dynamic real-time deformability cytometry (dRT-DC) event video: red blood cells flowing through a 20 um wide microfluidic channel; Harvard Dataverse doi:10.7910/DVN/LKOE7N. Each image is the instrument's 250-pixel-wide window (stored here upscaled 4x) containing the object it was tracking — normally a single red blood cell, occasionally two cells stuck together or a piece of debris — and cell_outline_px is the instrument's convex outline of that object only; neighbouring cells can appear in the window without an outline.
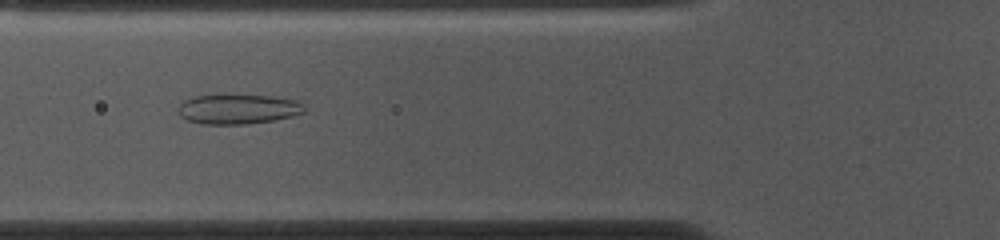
{"species": "common noctule bat (a hibernating species)", "species_latin": "Nyctalus noctula", "temperature_condition": "cold", "stored_images_in_passage": 52, "camera_frame_rate_fps": 3000, "um_per_image_px": 0.085, "animal": {"sex": "female", "body_mass_g": 10.0, "forearm_length_mm": 53.1}, "frame": {"image": 1, "passage_image": 18, "time_ms": 5.667, "image_size_px": [1000, 240], "cell_outline_px": [[308, 108], [304, 112], [292, 116], [272, 120], [248, 124], [200, 124], [188, 120], [180, 116], [176, 108], [184, 100], [192, 96], [272, 96], [300, 100]], "centroid_in_image_um": [20.26, 9.28], "position_along_channel_um": 105.5, "area_um2": 21.91}}
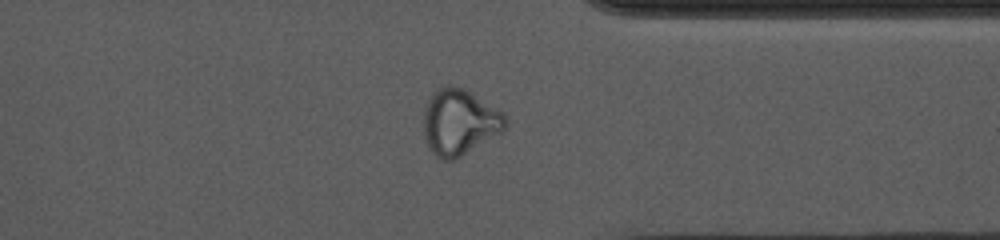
{"frame": {"image": 2, "passage_image": 40, "time_ms": 13.0, "image_size_px": [1000, 240], "cell_outline_px": [[508, 124], [504, 132], [460, 156], [452, 160], [444, 160], [436, 156], [428, 148], [424, 136], [424, 112], [428, 100], [432, 92], [448, 84], [464, 88], [500, 112], [508, 120]], "centroid_in_image_um": [39.04, 10.39], "position_along_channel_um": 372.4, "area_um2": 31.21}}
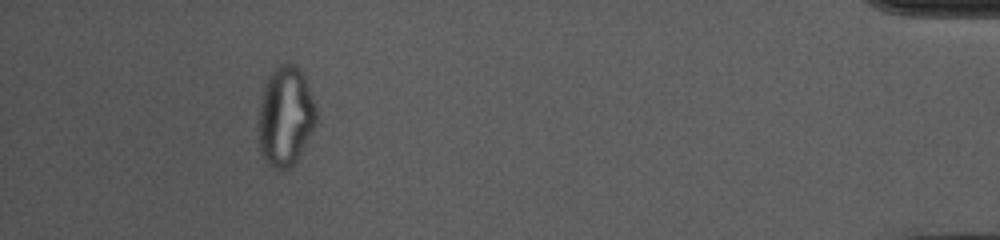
{"frame": {"image": 3, "passage_image": 48, "time_ms": 15.667, "image_size_px": [1000, 240], "cell_outline_px": [[316, 124], [312, 132], [296, 160], [288, 168], [272, 168], [264, 160], [260, 152], [256, 128], [256, 120], [260, 100], [268, 76], [280, 64], [292, 64], [300, 68], [308, 84], [316, 108]], "centroid_in_image_um": [24.22, 9.89], "position_along_channel_um": 411.0, "area_um2": 33.87}, "authors_computed_cell_mechanics": {"area_um2": 28.5243, "velocity_mm_per_s": 3.7153, "shape_relaxation_time_tau1_ms": null, "shape_relaxation_time_tau2_ms": 1.4164, "deformation_change_tau1": null, "deformation_change_tau2": 0.094}}